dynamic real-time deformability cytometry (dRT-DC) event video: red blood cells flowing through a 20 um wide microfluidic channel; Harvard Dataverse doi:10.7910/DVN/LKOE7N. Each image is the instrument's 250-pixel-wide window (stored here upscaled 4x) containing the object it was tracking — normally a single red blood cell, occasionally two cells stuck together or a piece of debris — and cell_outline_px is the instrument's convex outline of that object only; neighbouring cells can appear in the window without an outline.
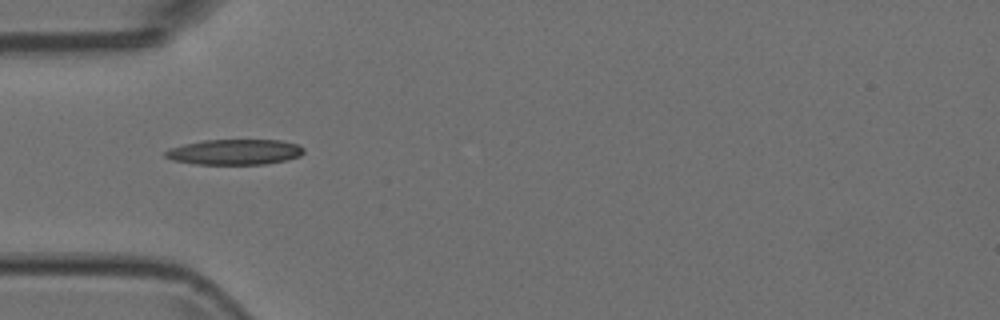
{"species": "Egyptian fruit bat (a non-hibernating species)", "species_latin": "Rousettus aegyptiacus", "temperature_condition": "room temperature", "stored_images_in_passage": 11, "camera_frame_rate_fps": 3000, "um_per_image_px": 0.085, "animal": {"sex": "female"}, "frame": {"image": 1, "passage_image": 1, "time_ms": 0.0, "image_size_px": [1000, 320], "cell_outline_px": [[304, 152], [300, 156], [284, 160], [264, 164], [196, 164], [172, 160], [164, 156], [164, 152], [168, 148], [184, 144], [204, 140], [280, 140], [296, 144], [304, 148]], "centroid_in_image_um": [19.91, 12.91], "position_along_channel_um": 65.1, "area_um2": 20.46}}
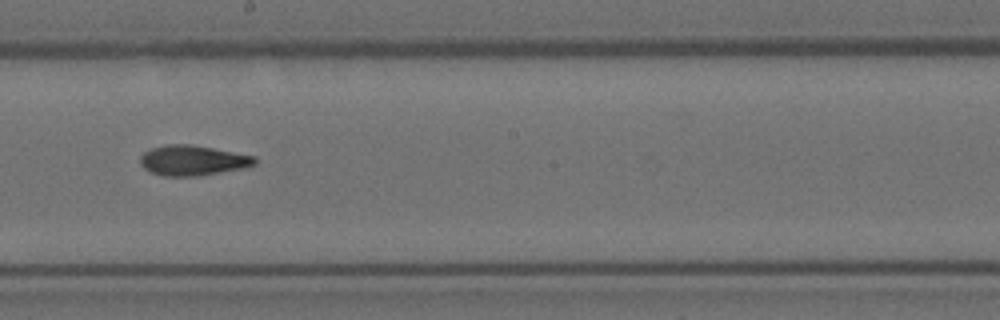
{"frame": {"image": 2, "passage_image": 5, "time_ms": 1.333, "image_size_px": [1000, 320], "cell_outline_px": [[256, 164], [244, 168], [196, 176], [164, 176], [152, 172], [144, 168], [140, 164], [140, 156], [144, 152], [152, 148], [168, 144], [188, 144], [212, 148], [256, 156]], "centroid_in_image_um": [16.38, 13.63], "position_along_channel_um": 231.8, "area_um2": 20.0}}
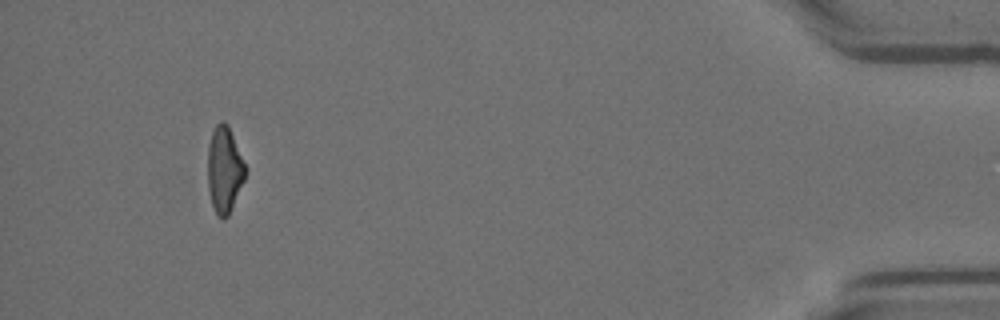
{"frame": {"image": 3, "passage_image": 10, "time_ms": 3.0, "image_size_px": [1000, 320], "cell_outline_px": [[248, 168], [244, 180], [228, 216], [224, 220], [216, 216], [212, 204], [208, 188], [208, 144], [212, 132], [216, 124], [220, 120], [224, 120], [228, 124]], "centroid_in_image_um": [19.09, 14.4], "position_along_channel_um": 416.1, "area_um2": 19.25}}